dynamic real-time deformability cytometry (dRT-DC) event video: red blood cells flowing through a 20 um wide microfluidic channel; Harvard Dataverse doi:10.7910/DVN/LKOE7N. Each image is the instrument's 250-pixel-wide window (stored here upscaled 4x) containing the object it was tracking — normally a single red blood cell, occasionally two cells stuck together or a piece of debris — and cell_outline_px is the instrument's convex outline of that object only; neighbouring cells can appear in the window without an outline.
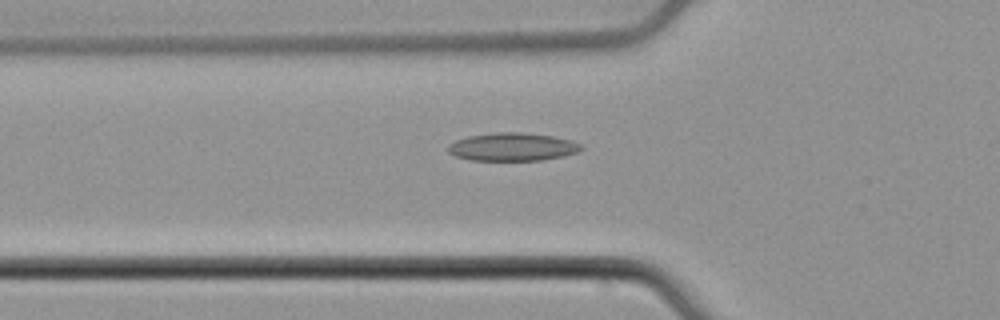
{"species": "common noctule bat (a hibernating species)", "species_latin": "Nyctalus noctula", "temperature_condition": "cold", "stored_images_in_passage": 44, "camera_frame_rate_fps": 3000, "um_per_image_px": 0.085, "animal": {"sex": "male", "body_mass_g": 21.5, "forearm_length_mm": 52.0}, "frame": {"image": 1, "passage_image": 10, "time_ms": 3.0, "image_size_px": [1000, 320], "cell_outline_px": [[584, 148], [576, 152], [564, 156], [540, 160], [468, 160], [456, 156], [448, 152], [448, 144], [456, 140], [468, 136], [496, 132], [524, 132], [552, 136], [572, 140], [580, 144]], "centroid_in_image_um": [43.55, 12.48], "position_along_channel_um": 82.2, "area_um2": 21.79}}
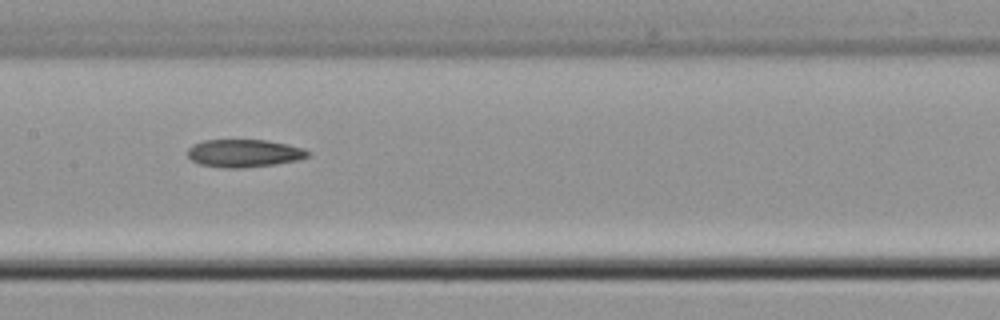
{"frame": {"image": 2, "passage_image": 18, "time_ms": 5.667, "image_size_px": [1000, 320], "cell_outline_px": [[312, 152], [308, 156], [296, 160], [276, 164], [244, 168], [224, 168], [200, 164], [192, 160], [188, 156], [188, 148], [192, 144], [204, 140], [268, 140], [288, 144], [304, 148]], "centroid_in_image_um": [20.76, 13.02], "position_along_channel_um": 186.6, "area_um2": 19.59}}
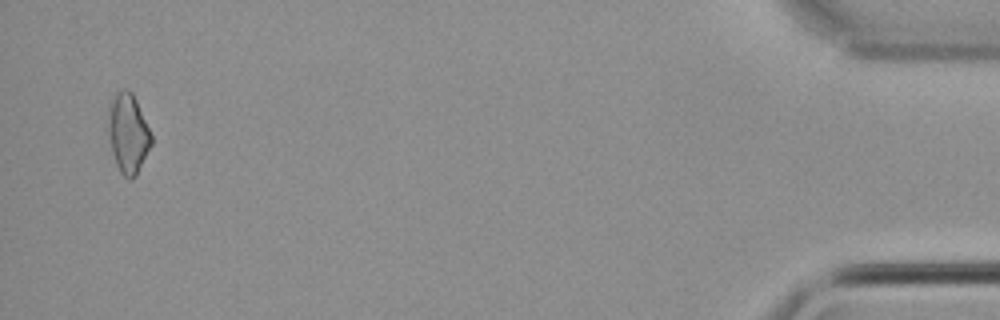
{"frame": {"image": 3, "passage_image": 43, "time_ms": 14.0, "image_size_px": [1000, 320], "cell_outline_px": [[152, 144], [136, 176], [132, 180], [128, 180], [120, 172], [116, 164], [112, 152], [108, 132], [108, 116], [112, 100], [116, 92], [124, 88], [128, 88], [132, 92], [136, 100], [152, 136]], "centroid_in_image_um": [10.89, 11.36], "position_along_channel_um": 424.3, "area_um2": 19.88}}